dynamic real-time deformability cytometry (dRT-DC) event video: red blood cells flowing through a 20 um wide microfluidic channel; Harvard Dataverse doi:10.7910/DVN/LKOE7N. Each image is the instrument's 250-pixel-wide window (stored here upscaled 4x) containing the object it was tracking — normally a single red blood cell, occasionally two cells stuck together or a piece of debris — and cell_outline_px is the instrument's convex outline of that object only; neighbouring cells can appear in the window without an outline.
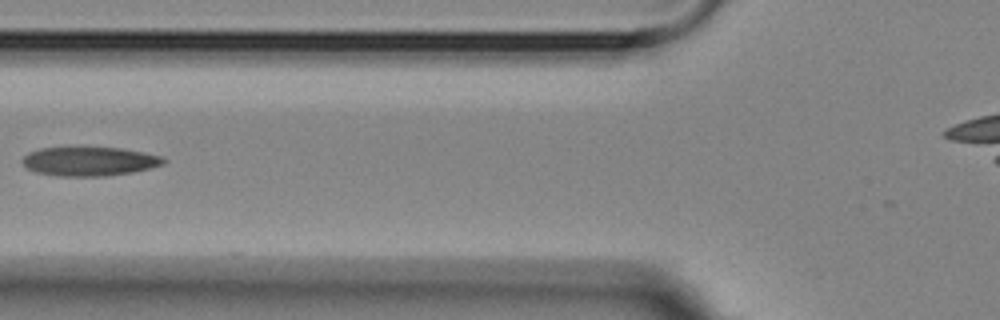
{"species": "Egyptian fruit bat (a non-hibernating species)", "species_latin": "Rousettus aegyptiacus", "temperature_condition": "room temperature", "stored_images_in_passage": 6, "camera_frame_rate_fps": 3000, "um_per_image_px": 0.085, "animal": {"sex": "female"}, "frame": {"image": 1, "passage_image": 6, "time_ms": 5.667, "image_size_px": [1000, 320], "cell_outline_px": [[168, 160], [164, 164], [132, 172], [108, 176], [60, 176], [36, 172], [28, 168], [24, 164], [24, 156], [28, 152], [40, 148], [120, 148], [144, 152], [164, 156]], "centroid_in_image_um": [7.66, 13.71], "position_along_channel_um": 118.1, "area_um2": 23.7}}